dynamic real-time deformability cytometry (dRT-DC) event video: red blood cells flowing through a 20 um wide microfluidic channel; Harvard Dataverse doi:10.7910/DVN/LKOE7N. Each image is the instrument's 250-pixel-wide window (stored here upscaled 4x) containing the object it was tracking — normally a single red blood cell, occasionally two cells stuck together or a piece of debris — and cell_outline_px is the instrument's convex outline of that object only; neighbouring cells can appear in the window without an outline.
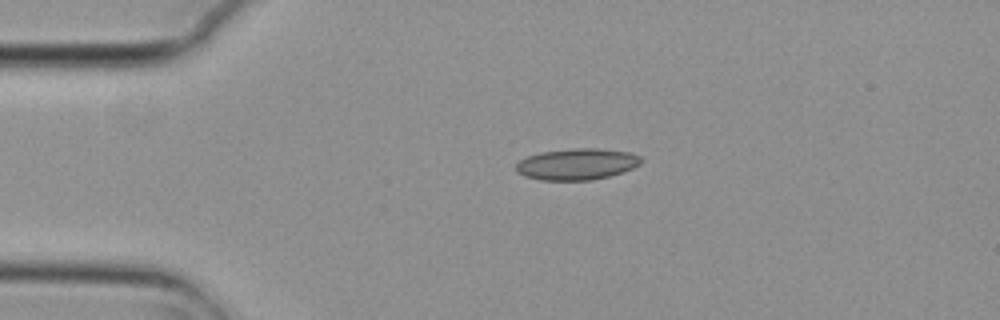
{"species": "common noctule bat (a hibernating species)", "species_latin": "Nyctalus noctula", "temperature_condition": "cold", "stored_images_in_passage": 3, "camera_frame_rate_fps": 3000, "um_per_image_px": 0.085, "animal": {"sex": "female", "body_mass_g": 29.2, "forearm_length_mm": 56.3}, "frame": {"image": 1, "passage_image": 2, "time_ms": 0.333, "image_size_px": [1000, 320], "cell_outline_px": [[640, 164], [632, 168], [608, 176], [592, 180], [540, 180], [524, 176], [516, 172], [516, 164], [520, 160], [528, 156], [540, 152], [572, 148], [596, 148], [628, 152], [640, 156]], "centroid_in_image_um": [48.99, 13.95], "position_along_channel_um": 36.0, "area_um2": 22.72}}